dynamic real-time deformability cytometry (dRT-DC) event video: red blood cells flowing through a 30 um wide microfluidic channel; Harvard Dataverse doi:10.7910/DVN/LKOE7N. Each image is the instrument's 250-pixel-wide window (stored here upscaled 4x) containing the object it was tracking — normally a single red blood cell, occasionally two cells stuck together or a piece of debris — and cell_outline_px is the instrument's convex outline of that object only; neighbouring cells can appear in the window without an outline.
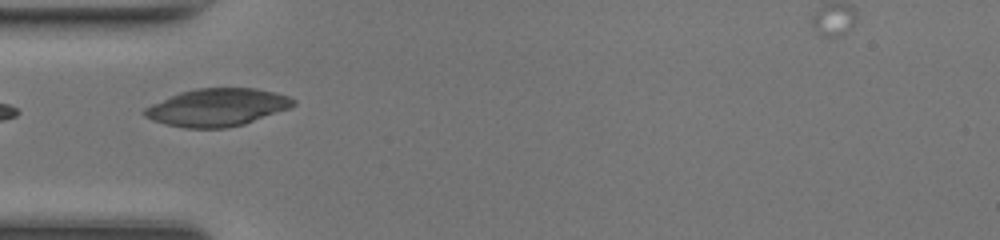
{"species": "common noctule bat (a hibernating species)", "species_latin": "Nyctalus noctula", "temperature_condition": "room temperature", "stored_images_in_passage": 11, "camera_frame_rate_fps": 3000, "um_per_image_px": 0.085, "animal": {"sex": "female", "body_mass_g": 17.0, "forearm_length_mm": 48.0}, "frame": {"image": 1, "passage_image": 1, "time_ms": 0.0, "image_size_px": [1000, 240], "cell_outline_px": [[296, 104], [292, 108], [244, 124], [224, 128], [184, 128], [164, 124], [152, 120], [144, 116], [140, 112], [144, 108], [152, 104], [180, 92], [196, 88], [256, 88], [276, 92], [288, 96], [296, 100]], "centroid_in_image_um": [18.48, 9.13], "position_along_channel_um": 66.5, "area_um2": 32.89}}